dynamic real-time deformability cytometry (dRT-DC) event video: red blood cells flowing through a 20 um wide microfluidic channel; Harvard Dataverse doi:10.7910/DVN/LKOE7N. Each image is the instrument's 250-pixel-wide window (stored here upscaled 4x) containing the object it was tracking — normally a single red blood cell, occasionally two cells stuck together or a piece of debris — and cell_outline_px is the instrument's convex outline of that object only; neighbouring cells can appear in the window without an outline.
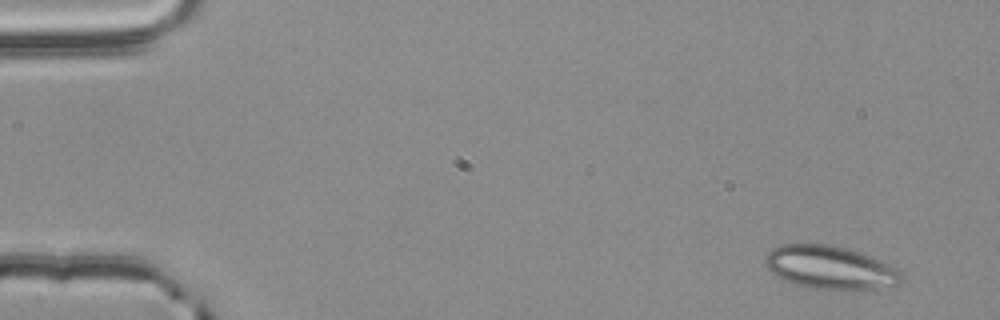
{"species": "common noctule bat (a hibernating species)", "species_latin": "Nyctalus noctula", "temperature_condition": "room temperature", "stored_images_in_passage": 4, "camera_frame_rate_fps": 3000, "um_per_image_px": 0.085, "animal": {"sex": "male", "body_mass_g": 20.4}, "frame": {"image": 1, "passage_image": 1, "time_ms": 0.0, "image_size_px": [1000, 320], "cell_outline_px": [[904, 280], [900, 284], [872, 292], [852, 292], [812, 288], [796, 284], [784, 280], [776, 276], [764, 264], [764, 256], [772, 248], [780, 244], [828, 244], [848, 248], [880, 260], [904, 272]], "centroid_in_image_um": [70.65, 22.79], "position_along_channel_um": 14.3, "area_um2": 35.6}}